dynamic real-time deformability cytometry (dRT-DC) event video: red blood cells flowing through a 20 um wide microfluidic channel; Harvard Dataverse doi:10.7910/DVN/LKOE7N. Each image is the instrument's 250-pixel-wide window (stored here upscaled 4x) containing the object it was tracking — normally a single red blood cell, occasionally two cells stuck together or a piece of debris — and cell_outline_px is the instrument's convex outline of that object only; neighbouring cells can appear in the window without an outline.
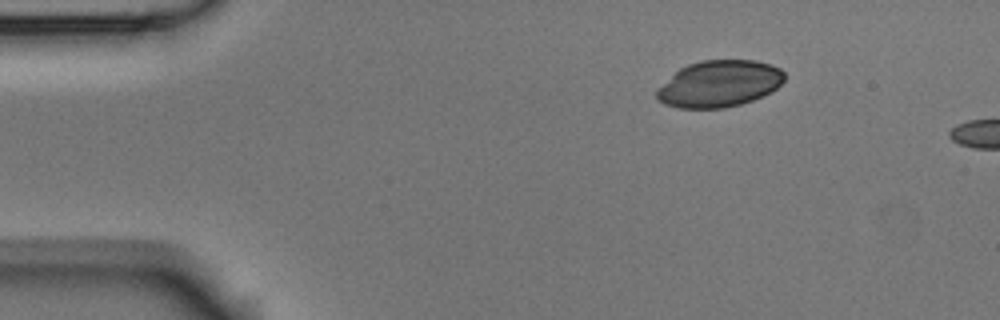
{"species": "Egyptian fruit bat (a non-hibernating species)", "species_latin": "Rousettus aegyptiacus", "temperature_condition": "room temperature", "stored_images_in_passage": 2, "camera_frame_rate_fps": 3000, "um_per_image_px": 0.085, "animal": {"sex": "male"}, "frame": {"image": 1, "passage_image": 1, "time_ms": 0.0, "image_size_px": [1000, 320], "cell_outline_px": [[784, 80], [772, 92], [752, 100], [740, 104], [724, 108], [680, 108], [664, 104], [656, 96], [656, 88], [680, 68], [688, 64], [700, 60], [756, 60], [772, 64], [780, 68], [784, 72]], "centroid_in_image_um": [61.14, 7.11], "position_along_channel_um": 23.9, "area_um2": 34.8}}